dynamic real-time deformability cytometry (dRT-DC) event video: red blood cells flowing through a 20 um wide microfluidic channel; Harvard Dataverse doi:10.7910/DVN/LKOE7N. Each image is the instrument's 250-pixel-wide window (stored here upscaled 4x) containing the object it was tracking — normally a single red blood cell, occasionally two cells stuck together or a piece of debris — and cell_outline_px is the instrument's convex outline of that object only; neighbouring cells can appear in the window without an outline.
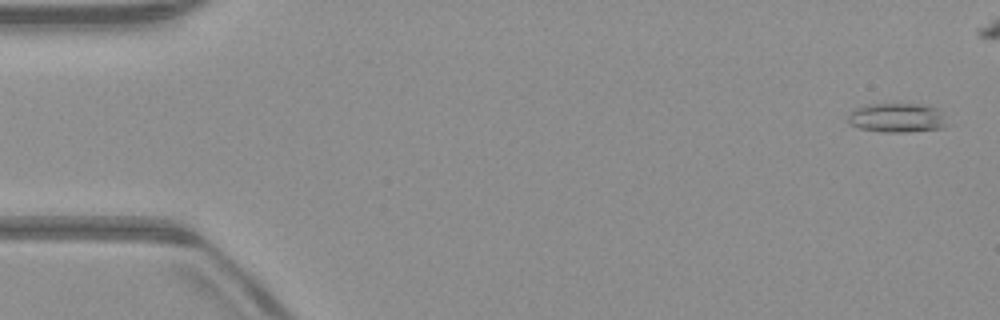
{"species": "common noctule bat (a hibernating species)", "species_latin": "Nyctalus noctula", "temperature_condition": "warm", "stored_images_in_passage": 53, "camera_frame_rate_fps": 3000, "um_per_image_px": 0.085, "animal": {"sex": "male", "body_mass_g": 23.1, "forearm_length_mm": 52.7}, "frame": {"image": 1, "passage_image": 2, "time_ms": 0.333, "image_size_px": [1000, 320], "cell_outline_px": [[948, 124], [944, 128], [904, 132], [880, 132], [860, 128], [848, 124], [848, 112], [852, 108], [868, 104], [920, 104], [936, 108], [944, 116]], "centroid_in_image_um": [76.2, 10.01], "position_along_channel_um": 8.8, "area_um2": 17.11}}
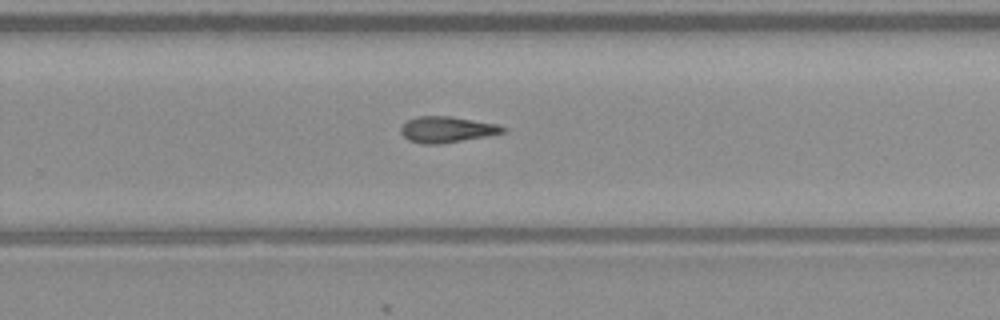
{"frame": {"image": 2, "passage_image": 34, "time_ms": 11.0, "image_size_px": [1000, 320], "cell_outline_px": [[508, 128], [504, 132], [488, 136], [436, 144], [424, 144], [408, 140], [400, 132], [400, 128], [408, 120], [416, 116], [448, 116], [496, 124]], "centroid_in_image_um": [37.97, 11.0], "position_along_channel_um": 291.8, "area_um2": 15.26}}
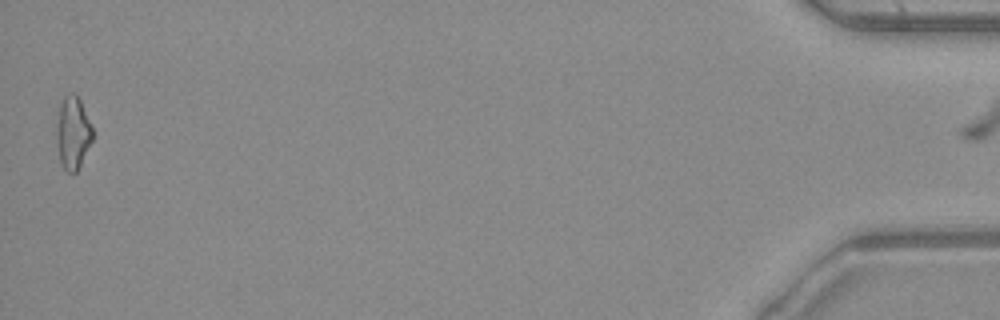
{"frame": {"image": 3, "passage_image": 52, "time_ms": 17.0, "image_size_px": [1000, 320], "cell_outline_px": [[92, 140], [76, 172], [68, 172], [64, 168], [60, 160], [56, 144], [56, 124], [60, 104], [64, 96], [72, 92], [76, 92], [80, 100], [92, 128]], "centroid_in_image_um": [6.16, 11.25], "position_along_channel_um": 429.0, "area_um2": 15.09}, "authors_computed_cell_mechanics": {"area_um2": 15.3748, "velocity_mm_per_s": 3.9933, "shape_relaxation_time_tau1_ms": null, "shape_relaxation_time_tau2_ms": 7.8023, "deformation_change_tau1": null, "deformation_change_tau2": 0.1994}}